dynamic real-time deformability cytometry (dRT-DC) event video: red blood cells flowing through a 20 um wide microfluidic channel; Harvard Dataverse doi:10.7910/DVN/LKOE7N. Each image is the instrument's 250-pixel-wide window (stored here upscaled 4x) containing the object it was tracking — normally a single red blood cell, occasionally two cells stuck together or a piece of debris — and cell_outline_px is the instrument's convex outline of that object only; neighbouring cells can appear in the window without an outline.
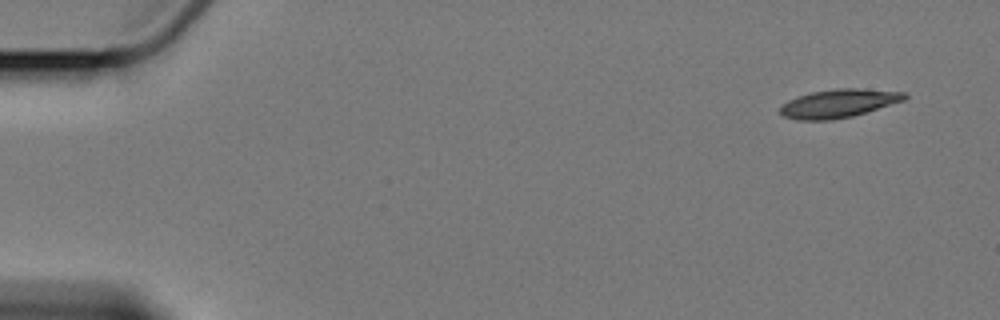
{"species": "Egyptian fruit bat (a non-hibernating species)", "species_latin": "Rousettus aegyptiacus", "temperature_condition": "cold", "stored_images_in_passage": 6, "camera_frame_rate_fps": 3000, "um_per_image_px": 0.085, "animal": {"sex": "female"}, "frame": {"image": 1, "passage_image": 1, "time_ms": 0.0, "image_size_px": [1000, 320], "cell_outline_px": [[908, 96], [904, 100], [852, 116], [832, 120], [796, 120], [784, 116], [780, 112], [780, 108], [788, 100], [796, 96], [812, 92], [836, 88], [860, 88], [908, 92]], "centroid_in_image_um": [71.29, 8.78], "position_along_channel_um": 13.7, "area_um2": 20.58}}
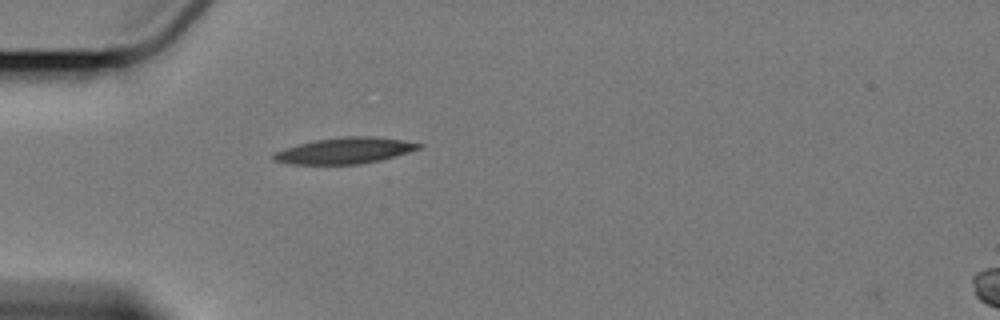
{"frame": {"image": 2, "passage_image": 5, "time_ms": 4.667, "image_size_px": [1000, 320], "cell_outline_px": [[424, 148], [396, 156], [380, 160], [360, 164], [288, 164], [272, 160], [272, 156], [276, 152], [284, 148], [316, 140], [344, 136], [376, 136], [424, 144]], "centroid_in_image_um": [29.35, 12.8], "position_along_channel_um": 55.7, "area_um2": 22.14}}